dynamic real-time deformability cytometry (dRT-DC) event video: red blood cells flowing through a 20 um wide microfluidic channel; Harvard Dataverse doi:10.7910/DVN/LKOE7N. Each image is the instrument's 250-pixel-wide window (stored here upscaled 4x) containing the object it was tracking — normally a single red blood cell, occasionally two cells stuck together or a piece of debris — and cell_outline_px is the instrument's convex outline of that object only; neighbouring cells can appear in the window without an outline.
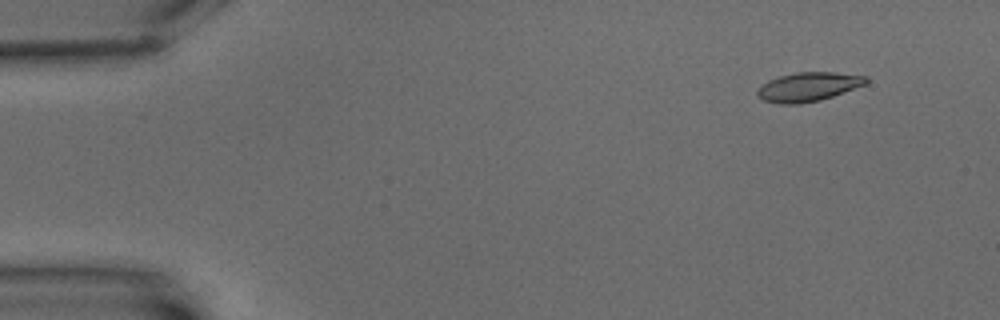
{"species": "common noctule bat (a hibernating species)", "species_latin": "Nyctalus noctula", "temperature_condition": "warm", "stored_images_in_passage": 8, "camera_frame_rate_fps": 3000, "um_per_image_px": 0.085, "animal": {"sex": "male", "body_mass_g": 15.6}, "frame": {"image": 1, "passage_image": 2, "time_ms": 1.333, "image_size_px": [1000, 320], "cell_outline_px": [[868, 80], [864, 84], [832, 96], [820, 100], [800, 104], [780, 104], [764, 100], [756, 96], [756, 88], [768, 80], [780, 76], [796, 72], [832, 72], [868, 76]], "centroid_in_image_um": [68.64, 7.38], "position_along_channel_um": 16.4, "area_um2": 18.32}}
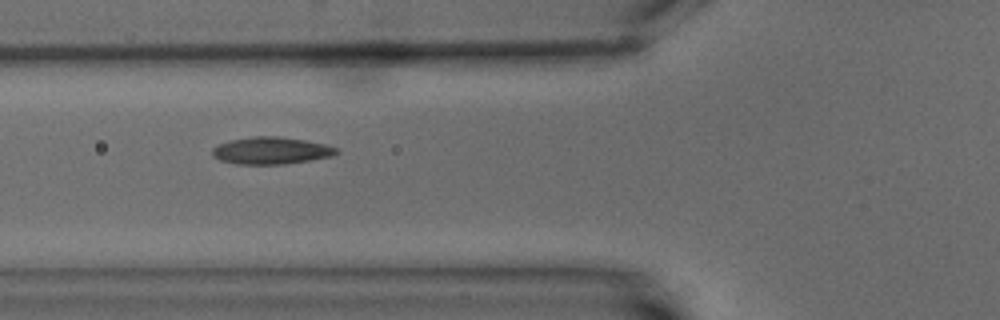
{"frame": {"image": 2, "passage_image": 7, "time_ms": 7.333, "image_size_px": [1000, 320], "cell_outline_px": [[340, 152], [332, 156], [312, 160], [284, 164], [236, 164], [220, 160], [212, 156], [212, 148], [220, 144], [232, 140], [256, 136], [276, 136], [304, 140], [324, 144], [336, 148]], "centroid_in_image_um": [23.05, 12.81], "position_along_channel_um": 102.7, "area_um2": 19.48}}
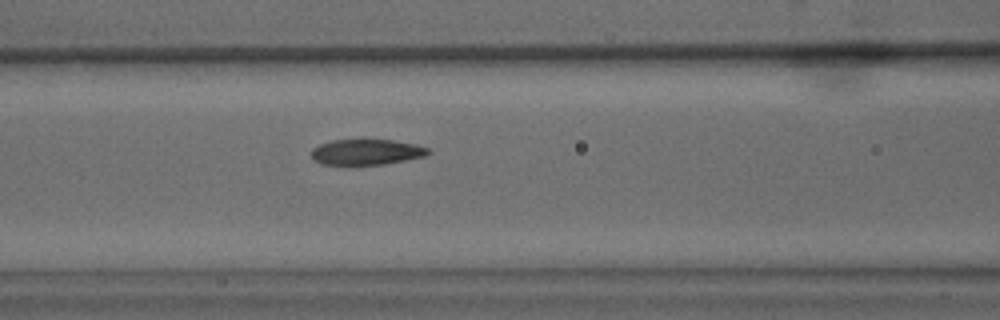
{"frame": {"image": 3, "passage_image": 8, "time_ms": 8.333, "image_size_px": [1000, 320], "cell_outline_px": [[432, 152], [424, 156], [384, 164], [320, 164], [312, 160], [312, 148], [320, 144], [332, 140], [360, 136], [364, 136], [392, 140], [416, 144], [428, 148]], "centroid_in_image_um": [31.12, 12.86], "position_along_channel_um": 135.5, "area_um2": 18.21}}